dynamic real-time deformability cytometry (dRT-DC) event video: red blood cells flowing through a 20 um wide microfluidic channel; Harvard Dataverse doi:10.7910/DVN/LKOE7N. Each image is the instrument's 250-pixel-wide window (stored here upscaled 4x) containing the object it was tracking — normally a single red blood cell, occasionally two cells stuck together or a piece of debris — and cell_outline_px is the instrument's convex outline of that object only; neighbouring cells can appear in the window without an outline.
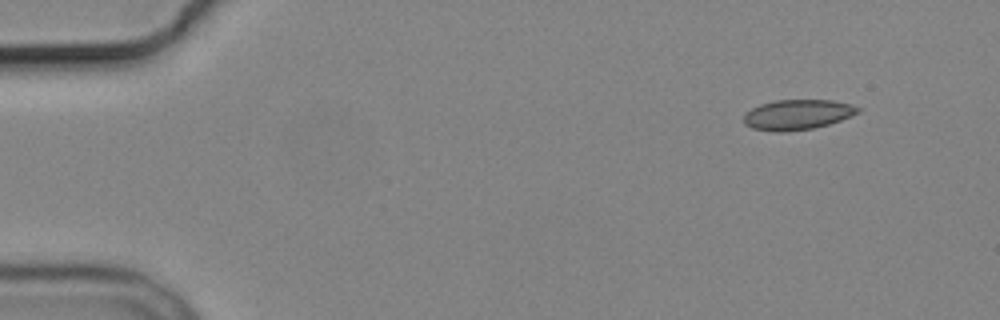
{"species": "common noctule bat (a hibernating species)", "species_latin": "Nyctalus noctula", "temperature_condition": "cold", "stored_images_in_passage": 4, "camera_frame_rate_fps": 3000, "um_per_image_px": 0.085, "animal": {"sex": "male", "body_mass_g": 19.2, "forearm_length_mm": 51.8}, "frame": {"image": 1, "passage_image": 1, "time_ms": 0.0, "image_size_px": [1000, 320], "cell_outline_px": [[860, 112], [852, 116], [828, 124], [812, 128], [784, 132], [772, 132], [752, 128], [744, 124], [744, 116], [752, 108], [760, 104], [776, 100], [832, 100], [852, 104], [860, 108]], "centroid_in_image_um": [67.79, 9.74], "position_along_channel_um": 17.2, "area_um2": 20.06}}
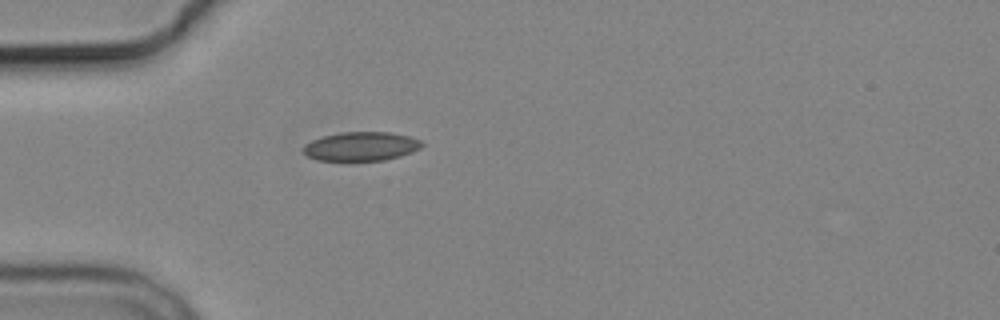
{"frame": {"image": 2, "passage_image": 4, "time_ms": 3.667, "image_size_px": [1000, 320], "cell_outline_px": [[424, 144], [420, 148], [412, 152], [400, 156], [384, 160], [316, 160], [308, 156], [304, 152], [304, 144], [312, 140], [324, 136], [340, 132], [392, 132], [412, 136], [420, 140]], "centroid_in_image_um": [30.73, 12.43], "position_along_channel_um": 54.3, "area_um2": 20.0}}